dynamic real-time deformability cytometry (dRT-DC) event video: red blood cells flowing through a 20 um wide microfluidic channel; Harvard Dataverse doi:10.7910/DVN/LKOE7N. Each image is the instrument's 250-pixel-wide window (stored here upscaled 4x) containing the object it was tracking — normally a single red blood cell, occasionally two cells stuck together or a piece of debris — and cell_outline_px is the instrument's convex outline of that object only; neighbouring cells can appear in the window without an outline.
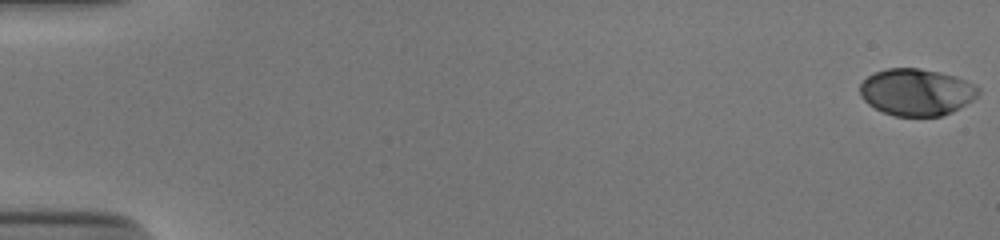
{"species": "human", "species_latin": "Homo sapiens", "temperature_condition": "cold", "stored_images_in_passage": 55, "camera_frame_rate_fps": 3000, "um_per_image_px": 0.085, "donor": {"sex": "male"}, "frame": {"image": 1, "passage_image": 1, "time_ms": 0.0, "image_size_px": [1000, 240], "cell_outline_px": [[980, 92], [972, 100], [952, 112], [940, 116], [896, 116], [884, 112], [868, 104], [860, 96], [860, 84], [868, 76], [876, 72], [888, 68], [920, 68], [940, 72], [956, 76], [976, 84], [980, 88]], "centroid_in_image_um": [77.92, 7.82], "position_along_channel_um": 7.1, "area_um2": 32.37}}
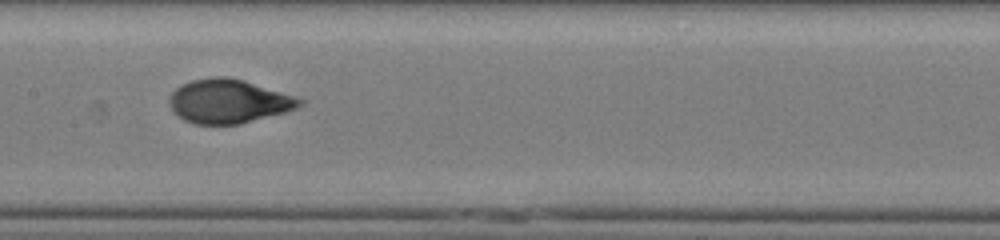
{"frame": {"image": 2, "passage_image": 29, "time_ms": 9.333, "image_size_px": [1000, 240], "cell_outline_px": [[304, 104], [296, 108], [284, 112], [240, 124], [196, 124], [184, 120], [168, 104], [168, 96], [176, 88], [192, 80], [212, 76], [224, 76], [244, 80], [304, 100]], "centroid_in_image_um": [19.4, 8.6], "position_along_channel_um": 188.0, "area_um2": 32.95}}
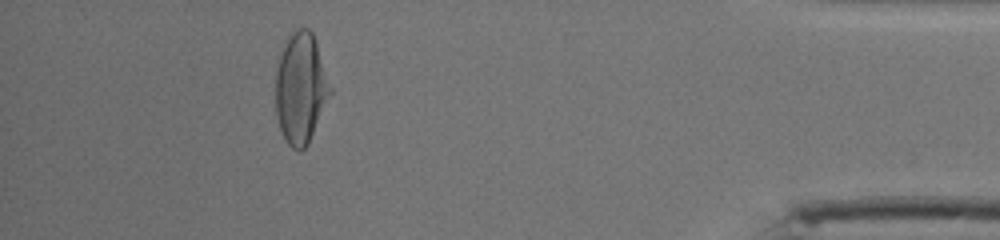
{"frame": {"image": 3, "passage_image": 50, "time_ms": 16.333, "image_size_px": [1000, 240], "cell_outline_px": [[332, 92], [308, 144], [300, 152], [292, 148], [284, 140], [280, 128], [276, 112], [276, 72], [280, 56], [288, 32], [292, 28], [308, 28], [312, 32], [332, 88]], "centroid_in_image_um": [25.56, 7.49], "position_along_channel_um": 409.6, "area_um2": 35.32}, "authors_computed_cell_mechanics": {"area_um2": 32.7726, "velocity_mm_per_s": 3.8483, "shape_relaxation_time_tau1_ms": 4.0911, "shape_relaxation_time_tau2_ms": null, "deformation_change_tau1": 0.1942, "deformation_change_tau2": null}}